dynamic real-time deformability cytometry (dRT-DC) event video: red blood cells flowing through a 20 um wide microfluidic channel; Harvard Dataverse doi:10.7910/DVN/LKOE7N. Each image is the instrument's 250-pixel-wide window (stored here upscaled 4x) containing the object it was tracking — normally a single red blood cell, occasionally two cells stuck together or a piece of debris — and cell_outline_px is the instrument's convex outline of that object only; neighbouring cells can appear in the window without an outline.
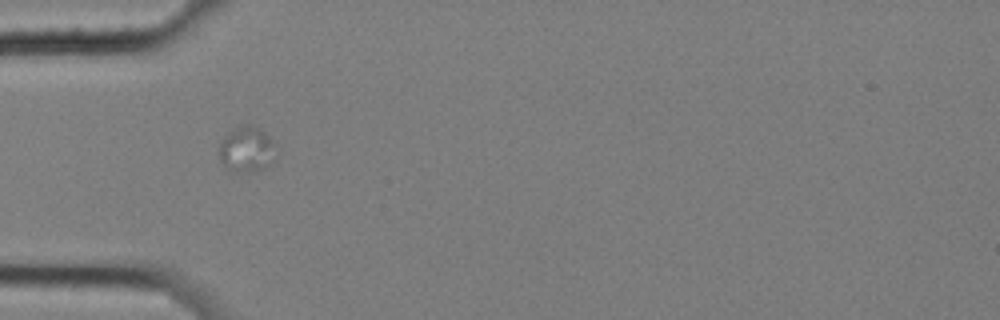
{"species": "common noctule bat (a hibernating species)", "species_latin": "Nyctalus noctula", "temperature_condition": "cold", "stored_images_in_passage": 7, "camera_frame_rate_fps": 3000, "um_per_image_px": 0.085, "animal": {"sex": "female", "body_mass_g": 25.1}, "frame": {"image": 1, "passage_image": 6, "time_ms": 1.667, "image_size_px": [1000, 320], "cell_outline_px": [[276, 144], [268, 164], [264, 168], [236, 172], [232, 172], [220, 160], [220, 144], [224, 136], [240, 124], [248, 124], [264, 132]], "centroid_in_image_um": [20.92, 12.66], "position_along_channel_um": 64.1, "area_um2": 14.45}}
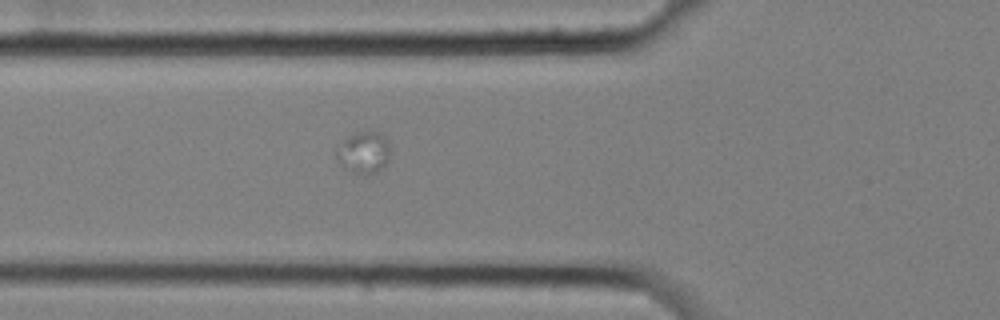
{"frame": {"image": 2, "passage_image": 7, "time_ms": 2.0, "image_size_px": [1000, 320], "cell_outline_px": [[388, 160], [376, 172], [368, 176], [364, 176], [348, 168], [336, 156], [336, 152], [344, 140], [348, 136], [356, 132], [368, 128], [372, 128], [380, 132], [388, 140]], "centroid_in_image_um": [30.96, 12.89], "position_along_channel_um": 94.8, "area_um2": 12.95}}